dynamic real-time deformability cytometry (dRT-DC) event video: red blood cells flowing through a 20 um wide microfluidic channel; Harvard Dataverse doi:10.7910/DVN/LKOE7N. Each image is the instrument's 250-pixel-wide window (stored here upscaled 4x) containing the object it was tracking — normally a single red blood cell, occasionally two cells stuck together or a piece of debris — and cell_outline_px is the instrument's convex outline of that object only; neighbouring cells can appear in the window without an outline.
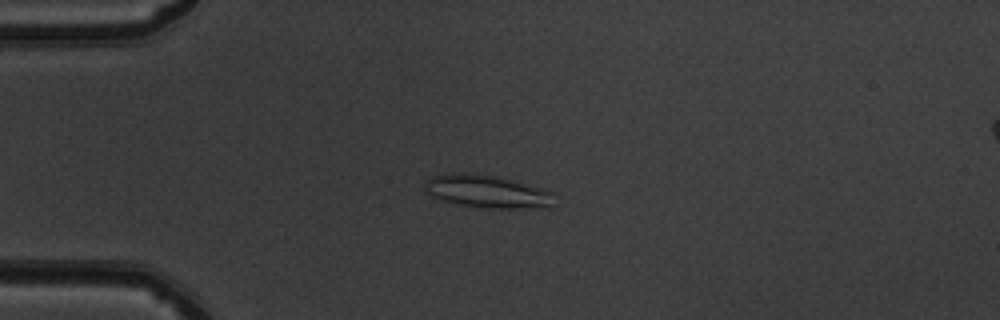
{"species": "common noctule bat (a hibernating species)", "species_latin": "Nyctalus noctula", "temperature_condition": "warm", "stored_images_in_passage": 50, "camera_frame_rate_fps": 3000, "um_per_image_px": 0.085, "animal": {"sex": "male", "body_mass_g": 19.5, "forearm_length_mm": 54.6}, "frame": {"image": 1, "passage_image": 13, "time_ms": 4.0, "image_size_px": [1000, 320], "cell_outline_px": [[552, 192], [548, 208], [488, 208], [460, 204], [440, 200], [432, 196], [424, 188], [424, 184], [432, 176], [448, 172], [464, 172], [500, 176]], "centroid_in_image_um": [41.33, 16.25], "position_along_channel_um": 43.7, "area_um2": 24.57}}
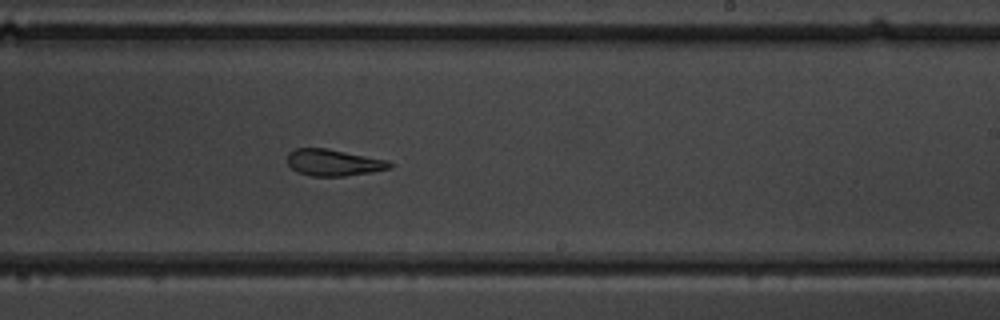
{"frame": {"image": 2, "passage_image": 31, "time_ms": 10.0, "image_size_px": [1000, 320], "cell_outline_px": [[392, 168], [372, 172], [344, 176], [312, 176], [296, 172], [288, 164], [288, 152], [296, 148], [328, 148], [388, 160], [392, 164]], "centroid_in_image_um": [28.35, 13.81], "position_along_channel_um": 260.6, "area_um2": 15.95}}
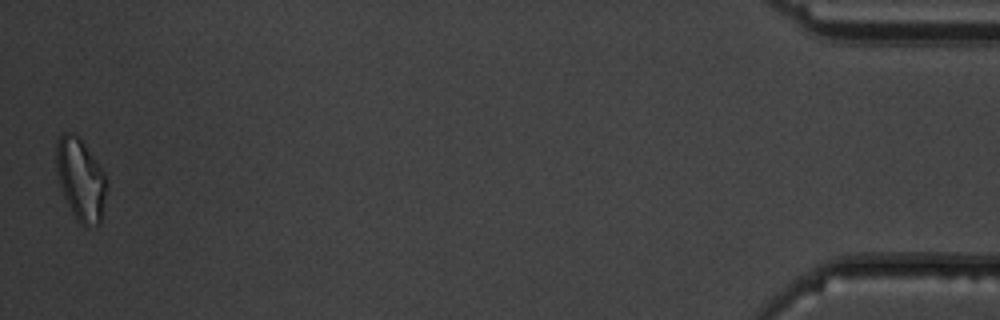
{"frame": {"image": 3, "passage_image": 50, "time_ms": 16.333, "image_size_px": [1000, 320], "cell_outline_px": [[108, 188], [100, 224], [84, 224], [76, 220], [64, 196], [56, 172], [56, 144], [60, 136], [64, 132], [76, 132], [104, 172]], "centroid_in_image_um": [6.86, 15.22], "position_along_channel_um": 428.3, "area_um2": 23.99}, "authors_computed_cell_mechanics": {"area_um2": 19.0162, "velocity_mm_per_s": 4.0329, "shape_relaxation_time_tau1_ms": 11.0574, "shape_relaxation_time_tau2_ms": 3.0327, "deformation_change_tau1": 0.2933, "deformation_change_tau2": 0.1316}}